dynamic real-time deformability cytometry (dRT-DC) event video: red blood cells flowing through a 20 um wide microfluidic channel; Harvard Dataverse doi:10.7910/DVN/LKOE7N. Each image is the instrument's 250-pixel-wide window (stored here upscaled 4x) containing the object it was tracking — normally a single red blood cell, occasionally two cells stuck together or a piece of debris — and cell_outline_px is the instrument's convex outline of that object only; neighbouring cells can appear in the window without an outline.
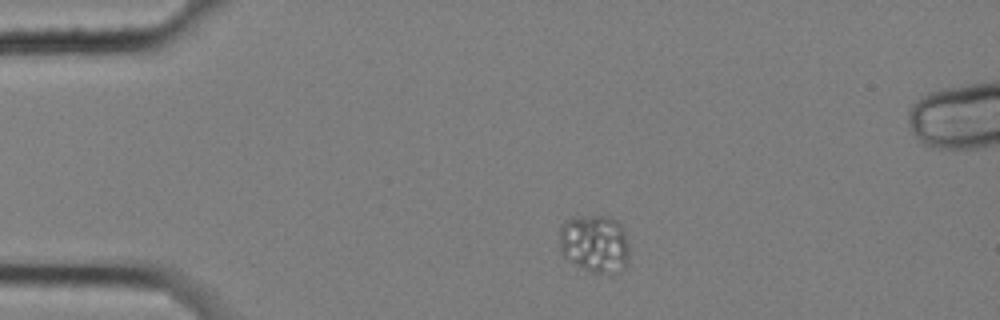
{"species": "common noctule bat (a hibernating species)", "species_latin": "Nyctalus noctula", "temperature_condition": "cold", "stored_images_in_passage": 6, "camera_frame_rate_fps": 3000, "um_per_image_px": 0.085, "animal": {"sex": "female", "body_mass_g": 25.1}, "frame": {"image": 1, "passage_image": 1, "time_ms": 0.0, "image_size_px": [1000, 320], "cell_outline_px": [[628, 264], [620, 272], [592, 272], [576, 264], [564, 256], [560, 252], [560, 224], [564, 220], [576, 216], [608, 216], [616, 220], [620, 224], [624, 232], [628, 244]], "centroid_in_image_um": [50.54, 20.68], "position_along_channel_um": 34.5, "area_um2": 23.64}}
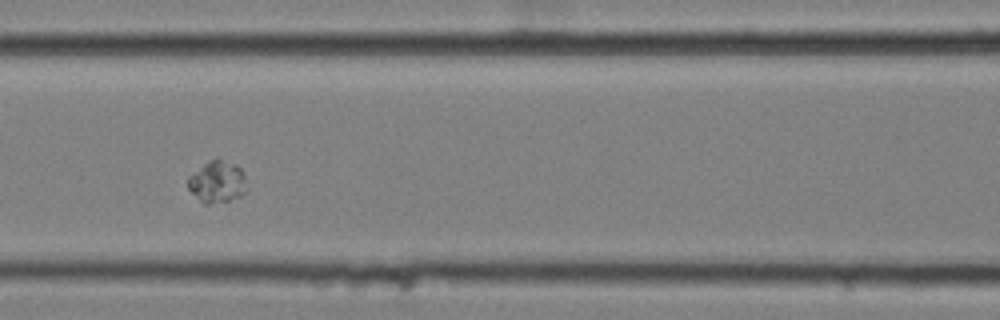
{"frame": {"image": 2, "passage_image": 5, "time_ms": 1.333, "image_size_px": [1000, 320], "cell_outline_px": [[248, 188], [240, 196], [228, 200], [212, 204], [204, 204], [188, 188], [188, 176], [204, 164], [212, 160], [220, 160], [236, 164], [244, 172]], "centroid_in_image_um": [18.49, 15.47], "position_along_channel_um": 148.1, "area_um2": 14.16}}
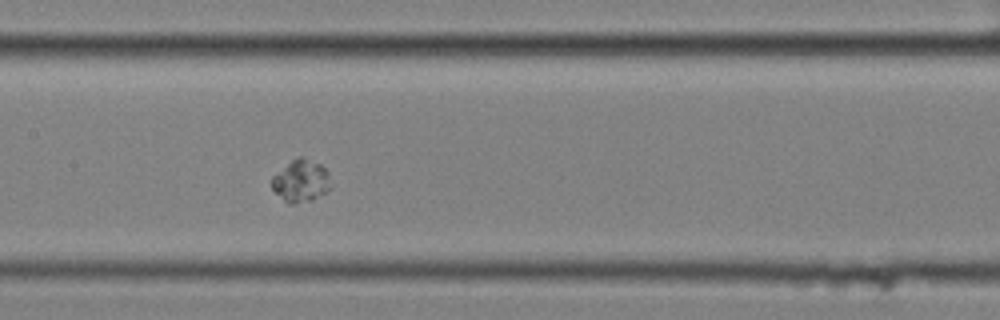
{"frame": {"image": 3, "passage_image": 6, "time_ms": 1.667, "image_size_px": [1000, 320], "cell_outline_px": [[328, 188], [324, 192], [312, 200], [292, 204], [288, 204], [272, 188], [272, 176], [296, 156], [300, 156], [320, 164], [328, 172]], "centroid_in_image_um": [25.53, 15.36], "position_along_channel_um": 181.9, "area_um2": 14.1}}